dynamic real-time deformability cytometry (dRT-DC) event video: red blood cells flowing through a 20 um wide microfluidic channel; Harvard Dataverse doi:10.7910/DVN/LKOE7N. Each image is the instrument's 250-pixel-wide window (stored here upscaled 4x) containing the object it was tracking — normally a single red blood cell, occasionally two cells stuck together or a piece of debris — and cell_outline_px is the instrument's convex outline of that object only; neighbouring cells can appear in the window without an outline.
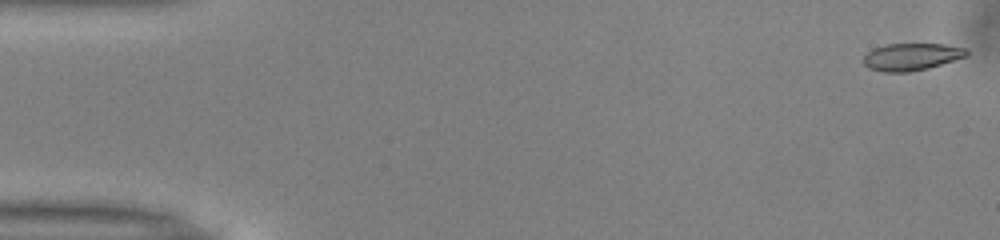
{"species": "common noctule bat (a hibernating species)", "species_latin": "Nyctalus noctula", "temperature_condition": "warm", "stored_images_in_passage": 51, "camera_frame_rate_fps": 3000, "um_per_image_px": 0.085, "animal": {"sex": "male", "body_mass_g": 13.0, "forearm_length_mm": 53.1}, "frame": {"image": 1, "passage_image": 1, "time_ms": 0.0, "image_size_px": [1000, 240], "cell_outline_px": [[968, 56], [928, 68], [908, 72], [884, 72], [868, 68], [864, 64], [864, 56], [872, 48], [884, 44], [944, 44], [968, 48]], "centroid_in_image_um": [77.48, 4.82], "position_along_channel_um": 7.5, "area_um2": 16.47}}
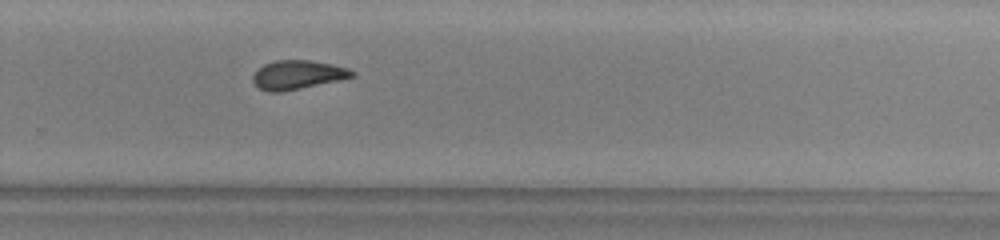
{"frame": {"image": 2, "passage_image": 34, "time_ms": 11.0, "image_size_px": [1000, 240], "cell_outline_px": [[356, 76], [340, 80], [284, 92], [268, 92], [260, 88], [252, 80], [252, 76], [264, 64], [276, 60], [312, 60], [332, 64], [348, 68], [356, 72]], "centroid_in_image_um": [25.34, 6.36], "position_along_channel_um": 304.5, "area_um2": 16.82}}
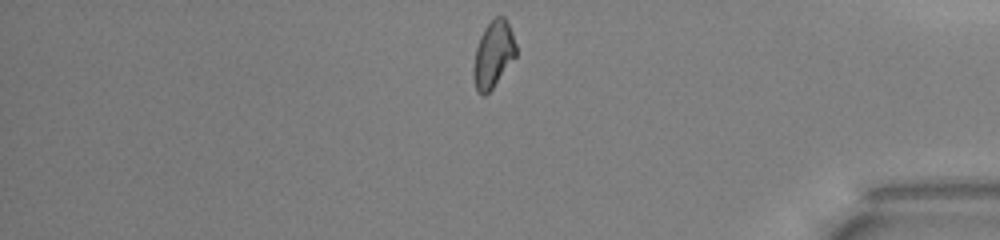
{"frame": {"image": 3, "passage_image": 43, "time_ms": 14.0, "image_size_px": [1000, 240], "cell_outline_px": [[516, 56], [492, 88], [484, 96], [476, 88], [472, 76], [472, 68], [476, 48], [480, 36], [484, 28], [496, 16], [504, 16], [512, 32], [516, 44]], "centroid_in_image_um": [41.91, 4.61], "position_along_channel_um": 393.3, "area_um2": 16.36}, "authors_computed_cell_mechanics": {"area_um2": 16.8776, "velocity_mm_per_s": 3.9839, "shape_relaxation_time_tau1_ms": 5.8614, "shape_relaxation_time_tau2_ms": 3.0512, "deformation_change_tau1": 0.1372, "deformation_change_tau2": 0.0771}}